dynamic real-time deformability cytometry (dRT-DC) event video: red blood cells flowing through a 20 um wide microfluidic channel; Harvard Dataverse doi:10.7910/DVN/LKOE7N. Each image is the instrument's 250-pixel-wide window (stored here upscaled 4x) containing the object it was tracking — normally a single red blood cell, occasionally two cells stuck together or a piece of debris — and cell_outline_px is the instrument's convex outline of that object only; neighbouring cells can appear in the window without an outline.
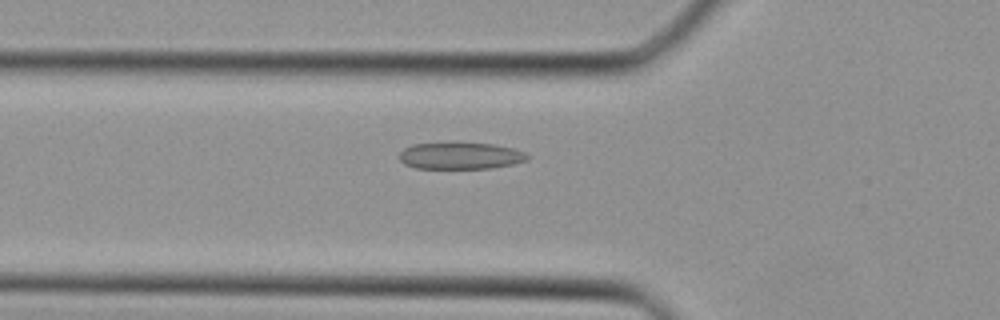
{"species": "Egyptian fruit bat (a non-hibernating species)", "species_latin": "Rousettus aegyptiacus", "temperature_condition": "cold", "stored_images_in_passage": 36, "camera_frame_rate_fps": 3000, "um_per_image_px": 0.085, "animal": {"sex": "female"}, "frame": {"image": 1, "passage_image": 11, "time_ms": 3.333, "image_size_px": [1000, 320], "cell_outline_px": [[528, 160], [512, 164], [492, 168], [416, 168], [404, 164], [400, 160], [400, 152], [404, 148], [412, 144], [496, 144], [512, 148], [524, 152], [528, 156]], "centroid_in_image_um": [39.14, 13.26], "position_along_channel_um": 86.7, "area_um2": 19.54}}
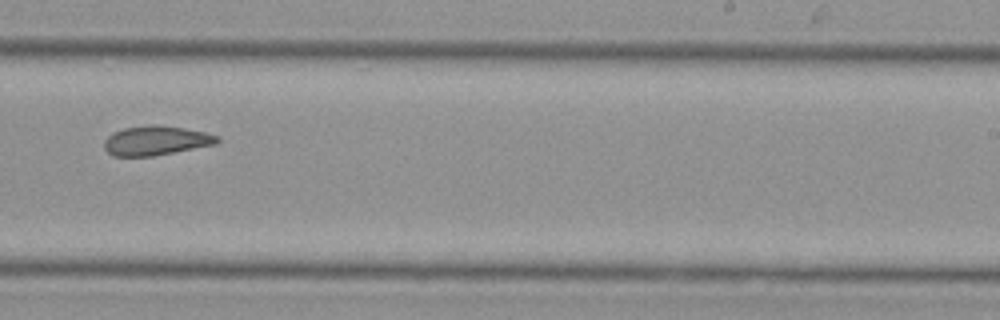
{"frame": {"image": 2, "passage_image": 22, "time_ms": 7.0, "image_size_px": [1000, 320], "cell_outline_px": [[220, 140], [216, 144], [152, 156], [112, 156], [104, 148], [104, 140], [112, 132], [124, 128], [148, 124], [152, 124], [184, 128], [204, 132], [220, 136]], "centroid_in_image_um": [13.24, 11.94], "position_along_channel_um": 275.8, "area_um2": 19.36}}
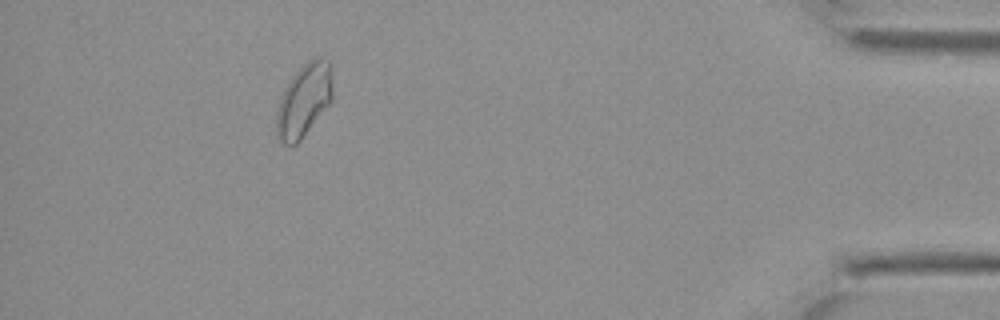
{"frame": {"image": 3, "passage_image": 33, "time_ms": 10.667, "image_size_px": [1000, 320], "cell_outline_px": [[332, 100], [300, 140], [296, 144], [280, 144], [276, 136], [276, 112], [280, 96], [284, 88], [292, 76], [312, 56], [320, 56], [328, 60], [332, 84]], "centroid_in_image_um": [25.8, 8.52], "position_along_channel_um": 409.4, "area_um2": 23.93}}